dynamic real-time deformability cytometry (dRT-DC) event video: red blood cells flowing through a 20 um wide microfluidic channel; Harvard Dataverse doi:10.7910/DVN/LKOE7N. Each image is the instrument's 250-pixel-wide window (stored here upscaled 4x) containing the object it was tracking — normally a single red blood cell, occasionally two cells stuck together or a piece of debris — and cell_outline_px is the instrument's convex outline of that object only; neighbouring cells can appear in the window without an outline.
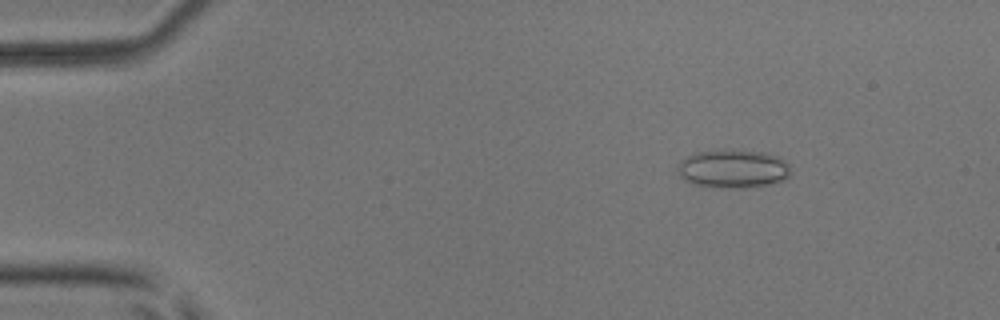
{"species": "common noctule bat (a hibernating species)", "species_latin": "Nyctalus noctula", "temperature_condition": "room temperature", "stored_images_in_passage": 54, "camera_frame_rate_fps": 3000, "um_per_image_px": 0.085, "animal": {"sex": "male", "body_mass_g": 17.9, "forearm_length_mm": 54.2}, "frame": {"image": 1, "passage_image": 8, "time_ms": 2.333, "image_size_px": [1000, 320], "cell_outline_px": [[792, 172], [784, 180], [768, 184], [744, 188], [720, 188], [692, 184], [684, 180], [676, 172], [676, 168], [680, 160], [696, 152], [724, 148], [740, 148], [768, 152], [780, 156], [792, 168]], "centroid_in_image_um": [62.31, 14.31], "position_along_channel_um": 22.7, "area_um2": 26.41}}
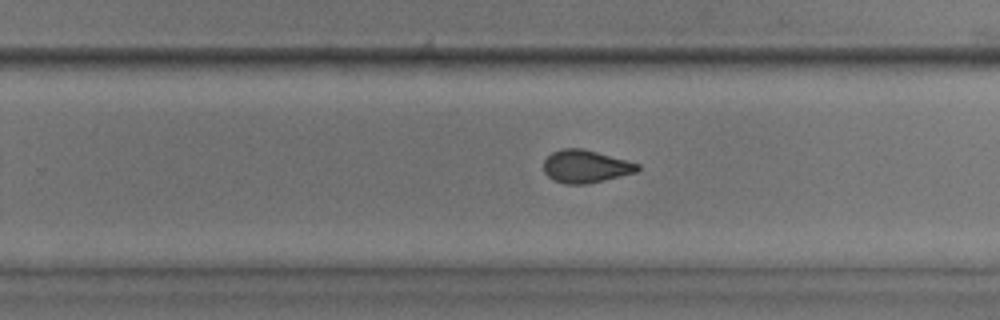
{"frame": {"image": 2, "passage_image": 35, "time_ms": 11.333, "image_size_px": [1000, 320], "cell_outline_px": [[640, 168], [636, 172], [588, 184], [568, 184], [556, 180], [548, 176], [544, 172], [544, 160], [552, 152], [560, 148], [584, 148], [640, 164]], "centroid_in_image_um": [49.78, 14.13], "position_along_channel_um": 280.0, "area_um2": 17.86}}
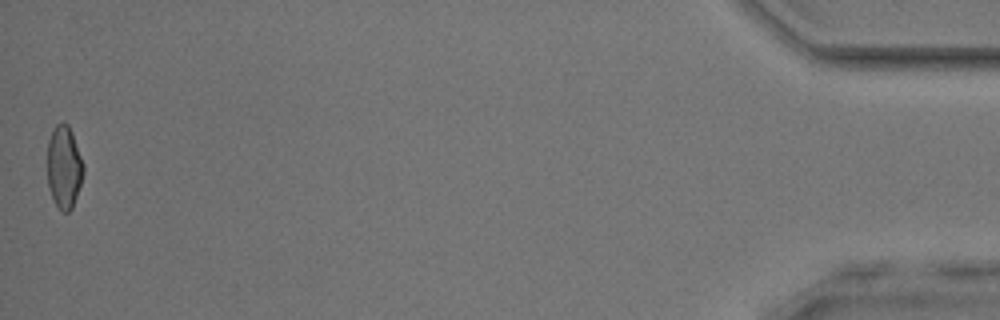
{"frame": {"image": 3, "passage_image": 54, "time_ms": 17.667, "image_size_px": [1000, 320], "cell_outline_px": [[84, 172], [72, 208], [68, 212], [64, 212], [56, 204], [52, 196], [48, 184], [48, 140], [56, 124], [68, 124], [72, 132], [84, 164]], "centroid_in_image_um": [5.45, 14.19], "position_along_channel_um": 429.7, "area_um2": 17.05}, "authors_computed_cell_mechanics": {"area_um2": 18.496, "velocity_mm_per_s": 3.8362, "shape_relaxation_time_tau1_ms": 9.0176, "shape_relaxation_time_tau2_ms": 1.4649, "deformation_change_tau1": 0.1662, "deformation_change_tau2": 0.0801}}